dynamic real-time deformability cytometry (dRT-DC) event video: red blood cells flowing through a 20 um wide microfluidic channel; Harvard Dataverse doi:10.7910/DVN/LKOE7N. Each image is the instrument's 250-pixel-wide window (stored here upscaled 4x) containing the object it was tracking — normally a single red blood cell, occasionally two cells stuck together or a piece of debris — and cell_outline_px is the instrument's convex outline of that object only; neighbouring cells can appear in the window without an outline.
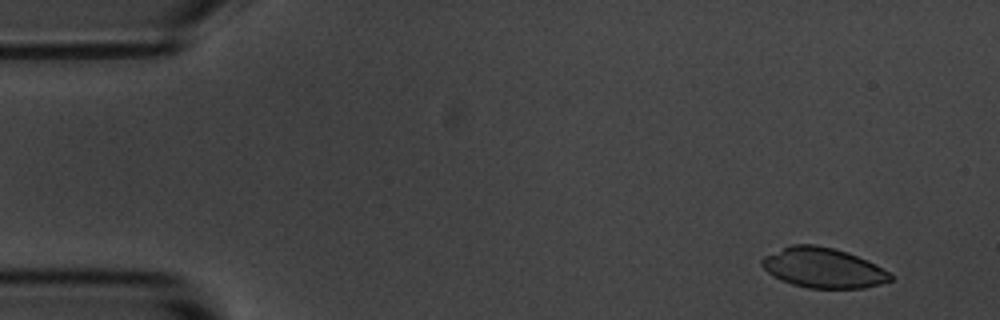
{"species": "common noctule bat (a hibernating species)", "species_latin": "Nyctalus noctula", "temperature_condition": "room temperature", "stored_images_in_passage": 4, "camera_frame_rate_fps": 3000, "um_per_image_px": 0.085, "animal": {"sex": "male", "body_mass_g": 20.1, "forearm_length_mm": 53.5}, "frame": {"image": 1, "passage_image": 1, "time_ms": 0.0, "image_size_px": [1000, 320], "cell_outline_px": [[892, 280], [880, 284], [864, 288], [808, 288], [792, 284], [768, 272], [760, 264], [760, 260], [764, 256], [792, 244], [816, 244], [848, 252], [868, 260], [876, 264], [888, 272], [892, 276]], "centroid_in_image_um": [69.98, 22.76], "position_along_channel_um": 15.0, "area_um2": 29.82}}